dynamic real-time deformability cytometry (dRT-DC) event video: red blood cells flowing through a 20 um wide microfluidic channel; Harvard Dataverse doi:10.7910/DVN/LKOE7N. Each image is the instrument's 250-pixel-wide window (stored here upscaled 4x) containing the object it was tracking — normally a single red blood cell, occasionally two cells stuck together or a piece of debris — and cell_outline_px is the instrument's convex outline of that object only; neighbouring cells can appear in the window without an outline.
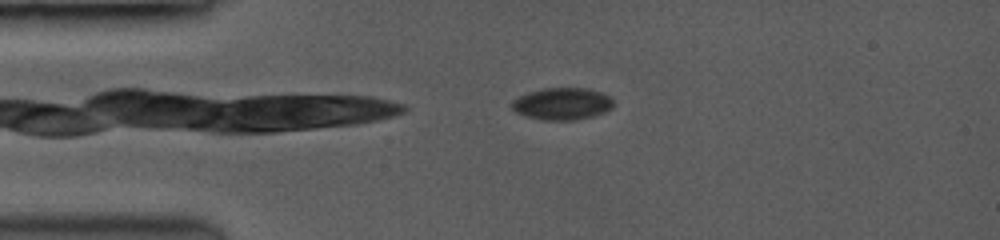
{"species": "common noctule bat (a hibernating species)", "species_latin": "Nyctalus noctula", "temperature_condition": "room temperature", "stored_images_in_passage": 44, "camera_frame_rate_fps": 3500, "um_per_image_px": 0.085, "animal": {"sex": "female", "body_mass_g": 19.0, "forearm_length_mm": 53.3}, "frame": {"image": 1, "passage_image": 3, "time_ms": 0.571, "image_size_px": [1000, 240], "cell_outline_px": [[616, 104], [612, 108], [596, 116], [576, 120], [540, 120], [524, 116], [516, 112], [512, 108], [512, 100], [520, 96], [532, 92], [548, 88], [580, 88], [600, 92], [608, 96]], "centroid_in_image_um": [47.81, 8.85], "position_along_channel_um": 37.2, "area_um2": 18.9}}
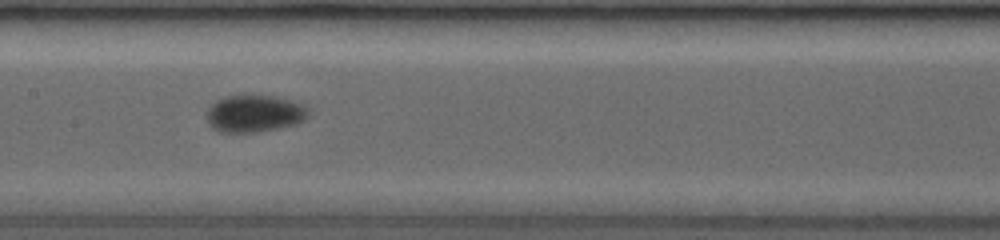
{"frame": {"image": 2, "passage_image": 19, "time_ms": 5.143, "image_size_px": [1000, 240], "cell_outline_px": [[308, 112], [296, 124], [256, 132], [220, 132], [212, 128], [208, 120], [208, 112], [212, 104], [228, 96], [268, 96], [284, 100], [296, 104], [304, 108]], "centroid_in_image_um": [21.53, 9.69], "position_along_channel_um": 185.9, "area_um2": 20.75}}
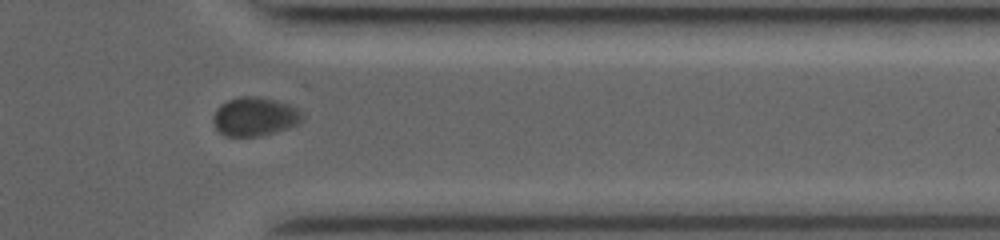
{"frame": {"image": 3, "passage_image": 37, "time_ms": 10.286, "image_size_px": [1000, 240], "cell_outline_px": [[304, 120], [288, 128], [276, 132], [260, 136], [224, 136], [216, 128], [212, 120], [212, 116], [216, 108], [220, 104], [228, 100], [240, 96], [260, 96], [276, 100], [288, 104], [304, 112]], "centroid_in_image_um": [21.65, 9.9], "position_along_channel_um": 389.7, "area_um2": 20.46}}